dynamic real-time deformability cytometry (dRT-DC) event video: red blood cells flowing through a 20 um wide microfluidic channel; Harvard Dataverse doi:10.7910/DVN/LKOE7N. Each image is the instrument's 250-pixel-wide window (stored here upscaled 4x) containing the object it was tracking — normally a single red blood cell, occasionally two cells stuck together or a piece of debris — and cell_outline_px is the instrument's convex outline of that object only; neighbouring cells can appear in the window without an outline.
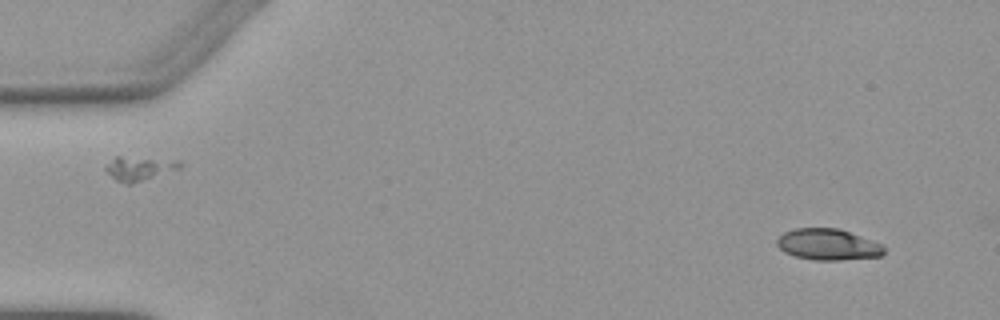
{"species": "Egyptian fruit bat (a non-hibernating species)", "species_latin": "Rousettus aegyptiacus", "temperature_condition": "warm", "stored_images_in_passage": 3, "camera_frame_rate_fps": 3000, "um_per_image_px": 0.085, "animal": {"sex": "female"}, "frame": {"image": 1, "passage_image": 3, "time_ms": 3.0, "image_size_px": [1000, 320], "cell_outline_px": [[884, 252], [880, 256], [840, 260], [816, 260], [796, 256], [784, 252], [776, 244], [776, 240], [784, 232], [796, 228], [840, 228], [884, 244]], "centroid_in_image_um": [70.4, 20.77], "position_along_channel_um": 14.6, "area_um2": 19.54}}